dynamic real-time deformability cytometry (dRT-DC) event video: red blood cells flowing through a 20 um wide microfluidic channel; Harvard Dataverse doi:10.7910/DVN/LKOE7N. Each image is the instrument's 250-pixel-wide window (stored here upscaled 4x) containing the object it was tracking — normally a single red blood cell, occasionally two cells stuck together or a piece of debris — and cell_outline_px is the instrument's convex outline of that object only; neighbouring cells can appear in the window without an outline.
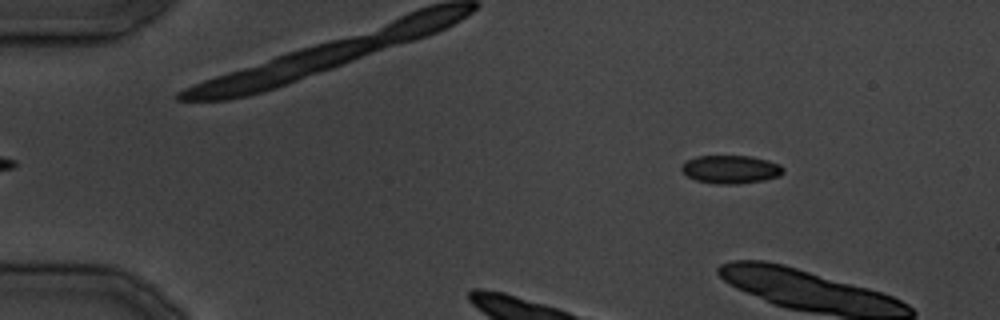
{"species": "common noctule bat (a hibernating species)", "species_latin": "Nyctalus noctula", "temperature_condition": "cold", "stored_images_in_passage": 3, "camera_frame_rate_fps": 3000, "um_per_image_px": 0.085, "animal": {"sex": "male", "body_mass_g": 19.5, "forearm_length_mm": 54.6}, "frame": {"image": 1, "passage_image": 1, "time_ms": 0.0, "image_size_px": [1000, 320], "cell_outline_px": [[784, 172], [780, 176], [764, 180], [736, 184], [716, 184], [696, 180], [688, 176], [680, 168], [680, 164], [696, 156], [752, 156], [768, 160], [780, 164], [784, 168]], "centroid_in_image_um": [62.13, 14.39], "position_along_channel_um": 22.9, "area_um2": 16.82}}